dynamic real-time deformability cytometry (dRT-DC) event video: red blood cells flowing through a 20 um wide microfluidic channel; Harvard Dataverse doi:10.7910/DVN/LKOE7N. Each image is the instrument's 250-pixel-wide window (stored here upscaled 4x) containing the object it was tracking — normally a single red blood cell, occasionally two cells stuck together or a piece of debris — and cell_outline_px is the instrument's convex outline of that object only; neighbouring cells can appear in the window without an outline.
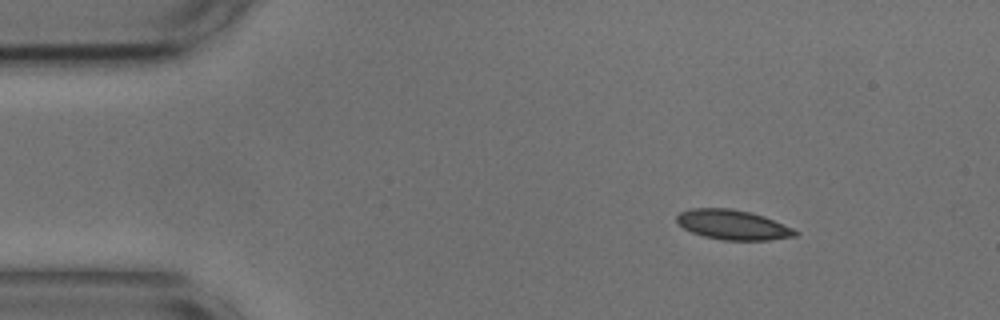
{"species": "common noctule bat (a hibernating species)", "species_latin": "Nyctalus noctula", "temperature_condition": "cold", "stored_images_in_passage": 5, "segment_of_instrument_passage": [2, 2], "camera_frame_rate_fps": 3000, "um_per_image_px": 0.085, "animal": {"sex": "male", "body_mass_g": 17.9, "forearm_length_mm": 54.2}, "frame": {"image": 1, "passage_image": 5, "time_ms": 1.333, "image_size_px": [1000, 320], "cell_outline_px": [[800, 232], [796, 236], [768, 240], [724, 240], [704, 236], [692, 232], [684, 228], [676, 220], [676, 216], [680, 212], [692, 208], [732, 208], [764, 216], [792, 228]], "centroid_in_image_um": [62.29, 19.1], "position_along_channel_um": 22.7, "area_um2": 20.4}}